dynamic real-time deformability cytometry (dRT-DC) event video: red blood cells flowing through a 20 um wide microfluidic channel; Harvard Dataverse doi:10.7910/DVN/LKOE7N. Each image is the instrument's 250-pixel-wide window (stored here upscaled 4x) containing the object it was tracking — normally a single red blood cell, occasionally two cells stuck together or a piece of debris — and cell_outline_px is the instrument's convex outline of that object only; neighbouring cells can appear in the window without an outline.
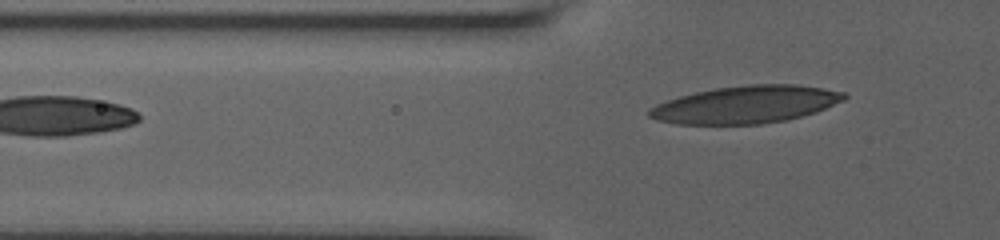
{"species": "human", "species_latin": "Homo sapiens", "temperature_condition": "room temperature", "stored_images_in_passage": 8, "segment_of_instrument_passage": [2, 2], "camera_frame_rate_fps": 3000, "um_per_image_px": 0.085, "donor": {"sex": "male"}, "frame": {"image": 1, "passage_image": 8, "time_ms": 6.0, "image_size_px": [1000, 240], "cell_outline_px": [[848, 96], [844, 100], [816, 112], [784, 120], [760, 124], [676, 124], [656, 120], [648, 116], [648, 108], [656, 104], [680, 96], [696, 92], [716, 88], [748, 84], [796, 84], [844, 92]], "centroid_in_image_um": [63.37, 8.88], "position_along_channel_um": 62.4, "area_um2": 42.37}}